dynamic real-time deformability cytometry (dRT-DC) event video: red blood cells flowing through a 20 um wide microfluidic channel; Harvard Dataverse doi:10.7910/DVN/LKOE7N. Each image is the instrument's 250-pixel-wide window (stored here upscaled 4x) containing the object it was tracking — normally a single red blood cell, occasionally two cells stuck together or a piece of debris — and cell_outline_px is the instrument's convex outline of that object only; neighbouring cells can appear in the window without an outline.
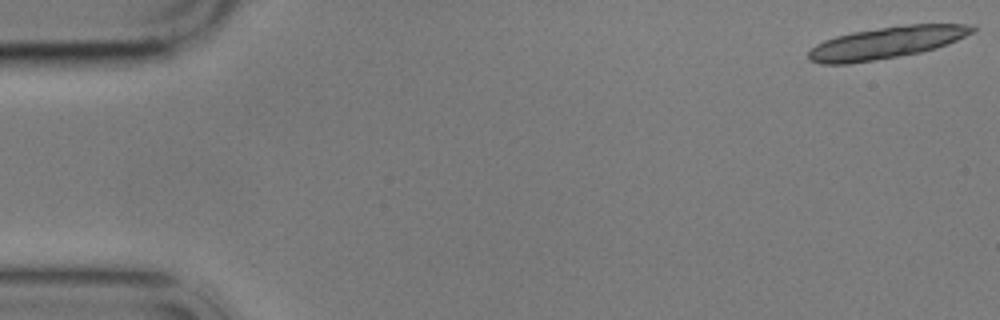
{"species": "common noctule bat (a hibernating species)", "species_latin": "Nyctalus noctula", "temperature_condition": "cold", "stored_images_in_passage": 6, "segment_of_instrument_passage": [1, 2], "camera_frame_rate_fps": 3000, "um_per_image_px": 0.085, "animal": {"sex": "male", "body_mass_g": 17.9}, "frame": {"image": 1, "passage_image": 1, "time_ms": 0.0, "image_size_px": [1000, 320], "cell_outline_px": [[976, 28], [972, 32], [956, 40], [936, 48], [920, 52], [848, 64], [820, 64], [808, 60], [808, 52], [816, 44], [824, 40], [836, 36], [852, 32], [908, 24], [976, 24]], "centroid_in_image_um": [75.32, 3.62], "position_along_channel_um": 9.7, "area_um2": 30.11}}